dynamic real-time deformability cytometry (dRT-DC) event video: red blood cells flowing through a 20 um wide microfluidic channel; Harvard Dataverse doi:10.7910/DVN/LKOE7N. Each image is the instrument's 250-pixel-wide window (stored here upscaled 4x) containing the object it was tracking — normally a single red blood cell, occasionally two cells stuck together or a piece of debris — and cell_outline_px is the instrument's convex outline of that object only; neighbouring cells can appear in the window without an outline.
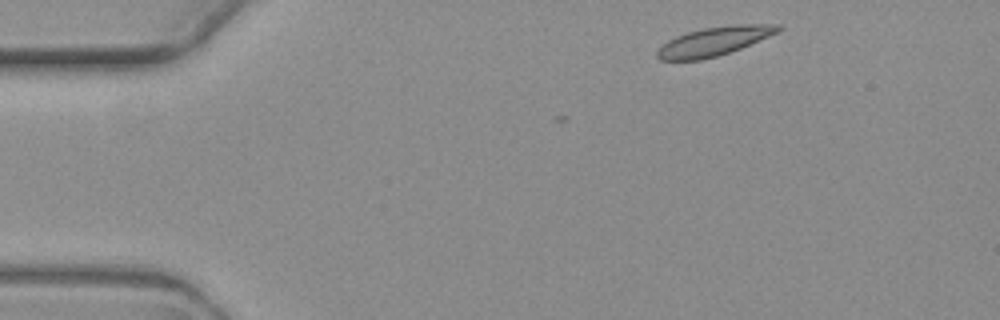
{"species": "common noctule bat (a hibernating species)", "species_latin": "Nyctalus noctula", "temperature_condition": "warm", "stored_images_in_passage": 4, "camera_frame_rate_fps": 3000, "um_per_image_px": 0.085, "animal": {"sex": "female", "body_mass_g": 19.3, "forearm_length_mm": 54.1}, "frame": {"image": 1, "passage_image": 1, "time_ms": 0.0, "image_size_px": [1000, 320], "cell_outline_px": [[784, 28], [768, 36], [740, 48], [716, 56], [700, 60], [660, 60], [656, 56], [656, 52], [668, 40], [676, 36], [688, 32], [704, 28], [736, 24], [780, 24]], "centroid_in_image_um": [60.69, 3.5], "position_along_channel_um": 24.3, "area_um2": 19.94}}